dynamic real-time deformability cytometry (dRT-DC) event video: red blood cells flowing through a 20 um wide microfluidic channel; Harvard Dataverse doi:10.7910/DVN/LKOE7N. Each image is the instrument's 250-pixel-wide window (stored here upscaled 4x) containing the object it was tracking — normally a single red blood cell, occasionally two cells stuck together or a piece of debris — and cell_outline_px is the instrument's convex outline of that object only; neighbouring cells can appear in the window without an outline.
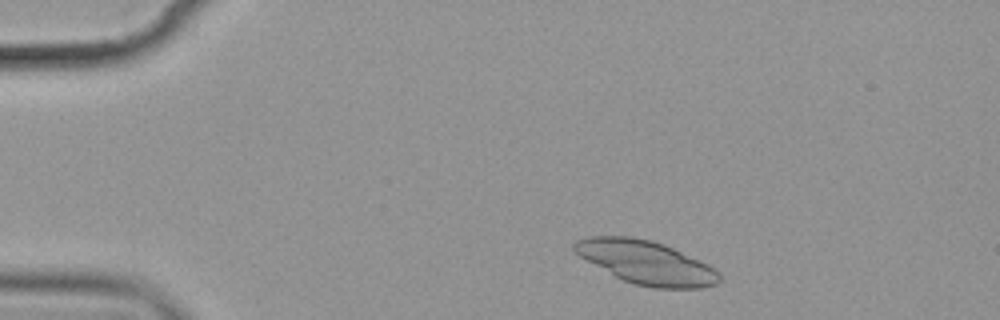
{"species": "common noctule bat (a hibernating species)", "species_latin": "Nyctalus noctula", "temperature_condition": "cold", "stored_images_in_passage": 3, "camera_frame_rate_fps": 3000, "um_per_image_px": 0.085, "animal": {"sex": "female", "body_mass_g": 19.9}, "frame": {"image": 1, "passage_image": 1, "time_ms": 0.0, "image_size_px": [1000, 320], "cell_outline_px": [[720, 280], [716, 284], [704, 288], [652, 288], [636, 284], [624, 280], [616, 276], [580, 256], [572, 248], [572, 244], [576, 240], [588, 236], [628, 236], [652, 240], [664, 244], [708, 264], [720, 272]], "centroid_in_image_um": [54.94, 22.3], "position_along_channel_um": 30.1, "area_um2": 36.41}}